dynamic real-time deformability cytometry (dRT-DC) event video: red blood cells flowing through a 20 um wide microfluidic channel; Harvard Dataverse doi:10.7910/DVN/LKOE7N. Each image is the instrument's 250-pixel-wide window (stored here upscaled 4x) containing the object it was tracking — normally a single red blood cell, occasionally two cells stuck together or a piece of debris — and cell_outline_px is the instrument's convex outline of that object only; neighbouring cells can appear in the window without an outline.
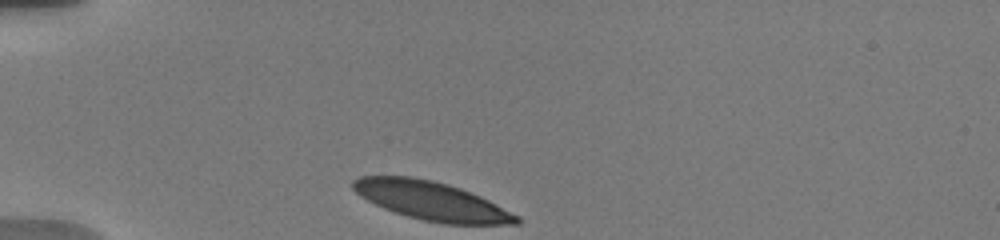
{"species": "human", "species_latin": "Homo sapiens", "temperature_condition": "warm", "stored_images_in_passage": 41, "camera_frame_rate_fps": 3000, "um_per_image_px": 0.085, "donor": {"sex": "male"}, "frame": {"image": 1, "passage_image": 1, "time_ms": 0.0, "image_size_px": [1000, 240], "cell_outline_px": [[520, 224], [444, 224], [424, 220], [408, 216], [384, 208], [360, 196], [352, 188], [352, 180], [360, 176], [412, 176], [432, 180], [448, 184], [460, 188], [488, 200], [520, 216]], "centroid_in_image_um": [36.68, 17.07], "position_along_channel_um": 48.3, "area_um2": 36.53}}
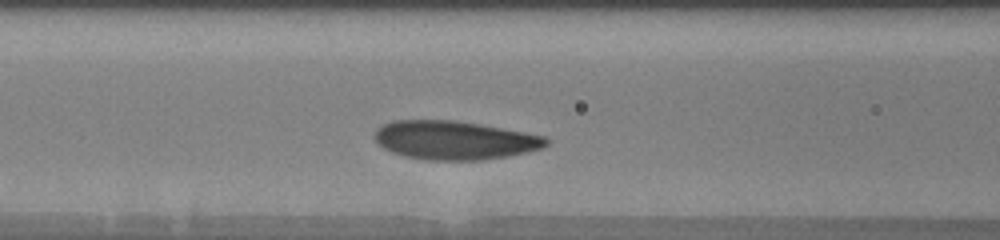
{"frame": {"image": 2, "passage_image": 18, "time_ms": 3.0, "image_size_px": [1000, 240], "cell_outline_px": [[552, 140], [544, 148], [528, 152], [508, 156], [480, 160], [424, 160], [404, 156], [392, 152], [384, 148], [376, 140], [376, 132], [384, 124], [392, 120], [452, 120], [480, 124], [524, 132], [544, 136]], "centroid_in_image_um": [38.69, 11.92], "position_along_channel_um": 127.9, "area_um2": 38.61}}
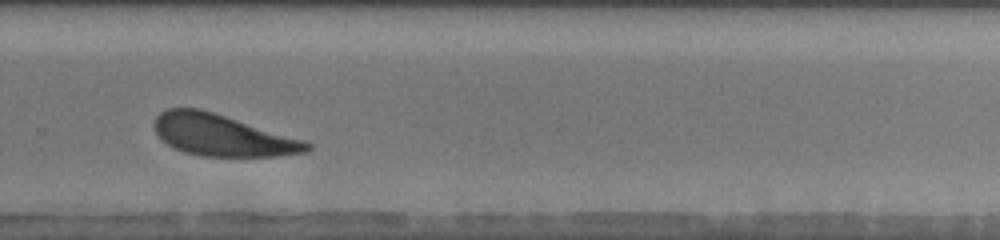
{"frame": {"image": 3, "passage_image": 34, "time_ms": 8.0, "image_size_px": [1000, 240], "cell_outline_px": [[312, 148], [308, 152], [280, 156], [200, 156], [184, 152], [172, 148], [156, 132], [152, 124], [156, 116], [160, 112], [168, 108], [200, 108], [300, 140], [312, 144]], "centroid_in_image_um": [18.83, 11.5], "position_along_channel_um": 311.0, "area_um2": 36.36}}